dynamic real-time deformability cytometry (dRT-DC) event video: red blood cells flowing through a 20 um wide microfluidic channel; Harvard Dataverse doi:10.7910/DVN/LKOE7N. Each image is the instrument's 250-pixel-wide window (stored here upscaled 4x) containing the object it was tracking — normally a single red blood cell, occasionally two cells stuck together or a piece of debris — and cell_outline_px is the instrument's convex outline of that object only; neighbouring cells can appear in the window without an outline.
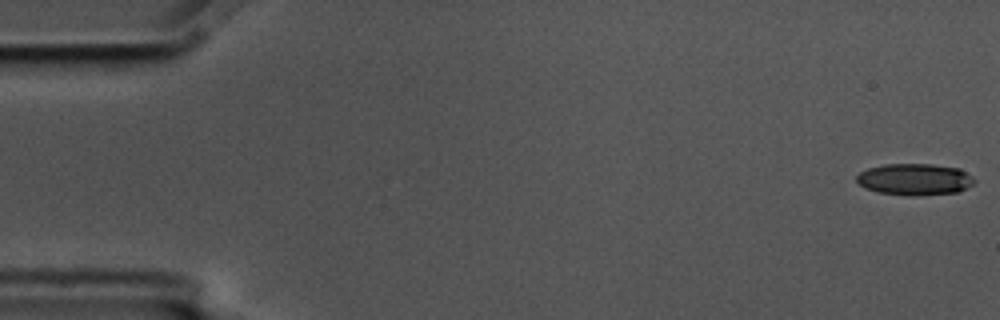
{"species": "common noctule bat (a hibernating species)", "species_latin": "Nyctalus noctula", "temperature_condition": "cold", "stored_images_in_passage": 52, "camera_frame_rate_fps": 3000, "um_per_image_px": 0.085, "animal": {"sex": "male", "body_mass_g": 17.5, "forearm_length_mm": 52.3}, "frame": {"image": 1, "passage_image": 1, "time_ms": 0.0, "image_size_px": [1000, 320], "cell_outline_px": [[976, 180], [972, 184], [956, 192], [916, 196], [912, 196], [880, 192], [864, 188], [856, 180], [856, 176], [860, 172], [868, 168], [884, 164], [932, 164], [960, 168], [972, 176]], "centroid_in_image_um": [77.74, 15.23], "position_along_channel_um": 7.3, "area_um2": 21.62}}
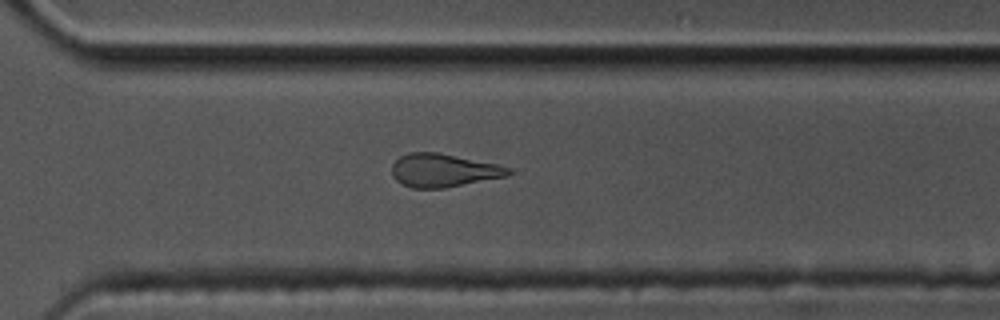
{"frame": {"image": 2, "passage_image": 40, "time_ms": 13.0, "image_size_px": [1000, 320], "cell_outline_px": [[512, 172], [508, 176], [444, 188], [412, 188], [396, 180], [392, 176], [392, 164], [400, 156], [408, 152], [436, 152], [496, 164], [512, 168]], "centroid_in_image_um": [37.68, 14.48], "position_along_channel_um": 332.9, "area_um2": 22.48}}
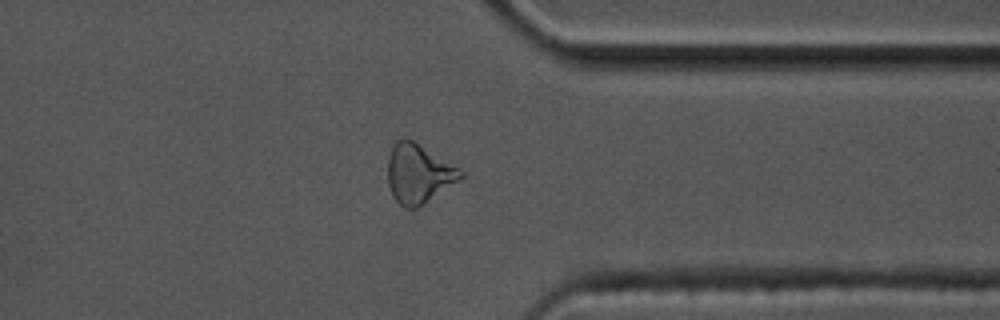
{"frame": {"image": 3, "passage_image": 44, "time_ms": 14.333, "image_size_px": [1000, 320], "cell_outline_px": [[464, 176], [460, 180], [416, 208], [404, 208], [396, 200], [388, 184], [388, 160], [392, 148], [396, 140], [412, 140], [460, 168], [464, 172]], "centroid_in_image_um": [35.59, 14.77], "position_along_channel_um": 375.8, "area_um2": 24.62}, "authors_computed_cell_mechanics": {"area_um2": 23.0622, "velocity_mm_per_s": 3.5788, "shape_relaxation_time_tau1_ms": 7.4881, "shape_relaxation_time_tau2_ms": 3.2434, "deformation_change_tau1": 0.1654, "deformation_change_tau2": 0.1209}}